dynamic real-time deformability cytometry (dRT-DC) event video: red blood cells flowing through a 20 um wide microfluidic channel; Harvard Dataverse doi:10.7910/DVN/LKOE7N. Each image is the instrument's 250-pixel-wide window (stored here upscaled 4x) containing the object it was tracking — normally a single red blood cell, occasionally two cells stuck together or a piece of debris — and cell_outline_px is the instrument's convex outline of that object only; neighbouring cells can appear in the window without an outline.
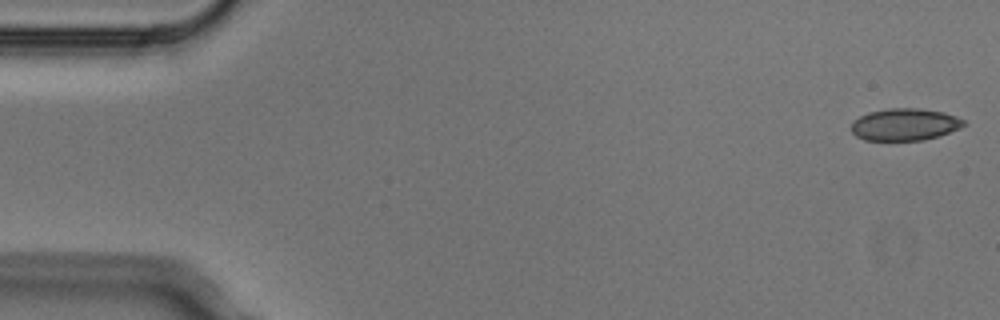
{"species": "Egyptian fruit bat (a non-hibernating species)", "species_latin": "Rousettus aegyptiacus", "temperature_condition": "cold", "stored_images_in_passage": 5, "camera_frame_rate_fps": 3000, "um_per_image_px": 0.085, "animal": {"sex": "male"}, "frame": {"image": 1, "passage_image": 1, "time_ms": 0.0, "image_size_px": [1000, 320], "cell_outline_px": [[968, 124], [960, 128], [940, 136], [924, 140], [864, 140], [856, 136], [852, 132], [852, 120], [868, 112], [888, 108], [916, 108], [944, 112], [956, 116], [964, 120]], "centroid_in_image_um": [76.92, 10.58], "position_along_channel_um": 8.1, "area_um2": 21.21}}
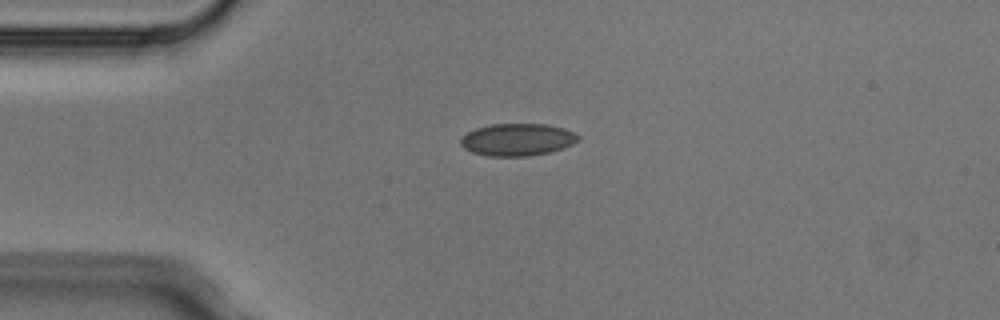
{"frame": {"image": 2, "passage_image": 4, "time_ms": 1.0, "image_size_px": [1000, 320], "cell_outline_px": [[580, 140], [564, 148], [548, 152], [528, 156], [488, 156], [472, 152], [464, 148], [460, 144], [460, 140], [468, 132], [476, 128], [492, 124], [548, 124], [564, 128], [580, 136]], "centroid_in_image_um": [43.99, 11.87], "position_along_channel_um": 41.0, "area_um2": 22.08}}